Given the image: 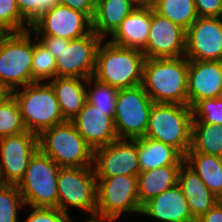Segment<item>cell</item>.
<instances>
[{
    "mask_svg": "<svg viewBox=\"0 0 222 222\" xmlns=\"http://www.w3.org/2000/svg\"><path fill=\"white\" fill-rule=\"evenodd\" d=\"M20 14L31 25L43 13L60 4V0H16Z\"/></svg>",
    "mask_w": 222,
    "mask_h": 222,
    "instance_id": "cell-35",
    "label": "cell"
},
{
    "mask_svg": "<svg viewBox=\"0 0 222 222\" xmlns=\"http://www.w3.org/2000/svg\"><path fill=\"white\" fill-rule=\"evenodd\" d=\"M53 87L65 121H72L87 99L86 79L55 77L48 81Z\"/></svg>",
    "mask_w": 222,
    "mask_h": 222,
    "instance_id": "cell-22",
    "label": "cell"
},
{
    "mask_svg": "<svg viewBox=\"0 0 222 222\" xmlns=\"http://www.w3.org/2000/svg\"><path fill=\"white\" fill-rule=\"evenodd\" d=\"M39 150L38 136L30 131L0 138V170L8 184L24 177L31 157Z\"/></svg>",
    "mask_w": 222,
    "mask_h": 222,
    "instance_id": "cell-15",
    "label": "cell"
},
{
    "mask_svg": "<svg viewBox=\"0 0 222 222\" xmlns=\"http://www.w3.org/2000/svg\"><path fill=\"white\" fill-rule=\"evenodd\" d=\"M103 40L93 30L81 38H62V50L56 59V76L81 79L92 77L96 68L98 48Z\"/></svg>",
    "mask_w": 222,
    "mask_h": 222,
    "instance_id": "cell-11",
    "label": "cell"
},
{
    "mask_svg": "<svg viewBox=\"0 0 222 222\" xmlns=\"http://www.w3.org/2000/svg\"><path fill=\"white\" fill-rule=\"evenodd\" d=\"M222 93V61L189 60L187 74L188 105L220 97Z\"/></svg>",
    "mask_w": 222,
    "mask_h": 222,
    "instance_id": "cell-17",
    "label": "cell"
},
{
    "mask_svg": "<svg viewBox=\"0 0 222 222\" xmlns=\"http://www.w3.org/2000/svg\"><path fill=\"white\" fill-rule=\"evenodd\" d=\"M96 177L138 176L137 139H117L94 150Z\"/></svg>",
    "mask_w": 222,
    "mask_h": 222,
    "instance_id": "cell-13",
    "label": "cell"
},
{
    "mask_svg": "<svg viewBox=\"0 0 222 222\" xmlns=\"http://www.w3.org/2000/svg\"><path fill=\"white\" fill-rule=\"evenodd\" d=\"M95 222H116L124 213H141L137 176L96 177Z\"/></svg>",
    "mask_w": 222,
    "mask_h": 222,
    "instance_id": "cell-7",
    "label": "cell"
},
{
    "mask_svg": "<svg viewBox=\"0 0 222 222\" xmlns=\"http://www.w3.org/2000/svg\"><path fill=\"white\" fill-rule=\"evenodd\" d=\"M38 148L60 167H93L94 150L71 121L57 124L38 136Z\"/></svg>",
    "mask_w": 222,
    "mask_h": 222,
    "instance_id": "cell-5",
    "label": "cell"
},
{
    "mask_svg": "<svg viewBox=\"0 0 222 222\" xmlns=\"http://www.w3.org/2000/svg\"><path fill=\"white\" fill-rule=\"evenodd\" d=\"M153 103L142 84L119 89L113 119L118 139L145 136Z\"/></svg>",
    "mask_w": 222,
    "mask_h": 222,
    "instance_id": "cell-10",
    "label": "cell"
},
{
    "mask_svg": "<svg viewBox=\"0 0 222 222\" xmlns=\"http://www.w3.org/2000/svg\"><path fill=\"white\" fill-rule=\"evenodd\" d=\"M186 30L151 8L150 32L145 58H177L185 56Z\"/></svg>",
    "mask_w": 222,
    "mask_h": 222,
    "instance_id": "cell-16",
    "label": "cell"
},
{
    "mask_svg": "<svg viewBox=\"0 0 222 222\" xmlns=\"http://www.w3.org/2000/svg\"><path fill=\"white\" fill-rule=\"evenodd\" d=\"M196 222H222V200H219L210 210Z\"/></svg>",
    "mask_w": 222,
    "mask_h": 222,
    "instance_id": "cell-40",
    "label": "cell"
},
{
    "mask_svg": "<svg viewBox=\"0 0 222 222\" xmlns=\"http://www.w3.org/2000/svg\"><path fill=\"white\" fill-rule=\"evenodd\" d=\"M153 9L185 30L198 18L194 0H157Z\"/></svg>",
    "mask_w": 222,
    "mask_h": 222,
    "instance_id": "cell-28",
    "label": "cell"
},
{
    "mask_svg": "<svg viewBox=\"0 0 222 222\" xmlns=\"http://www.w3.org/2000/svg\"><path fill=\"white\" fill-rule=\"evenodd\" d=\"M104 39L97 52L93 77L117 89L142 84L145 55L142 51L122 47Z\"/></svg>",
    "mask_w": 222,
    "mask_h": 222,
    "instance_id": "cell-2",
    "label": "cell"
},
{
    "mask_svg": "<svg viewBox=\"0 0 222 222\" xmlns=\"http://www.w3.org/2000/svg\"><path fill=\"white\" fill-rule=\"evenodd\" d=\"M198 17H222V0H194Z\"/></svg>",
    "mask_w": 222,
    "mask_h": 222,
    "instance_id": "cell-37",
    "label": "cell"
},
{
    "mask_svg": "<svg viewBox=\"0 0 222 222\" xmlns=\"http://www.w3.org/2000/svg\"><path fill=\"white\" fill-rule=\"evenodd\" d=\"M86 90L87 102L101 111H108V116L114 119L116 98L119 89L100 82L92 76L86 79Z\"/></svg>",
    "mask_w": 222,
    "mask_h": 222,
    "instance_id": "cell-29",
    "label": "cell"
},
{
    "mask_svg": "<svg viewBox=\"0 0 222 222\" xmlns=\"http://www.w3.org/2000/svg\"><path fill=\"white\" fill-rule=\"evenodd\" d=\"M30 27L20 14L16 0H0V33L22 32Z\"/></svg>",
    "mask_w": 222,
    "mask_h": 222,
    "instance_id": "cell-33",
    "label": "cell"
},
{
    "mask_svg": "<svg viewBox=\"0 0 222 222\" xmlns=\"http://www.w3.org/2000/svg\"><path fill=\"white\" fill-rule=\"evenodd\" d=\"M71 122L93 150L118 139L108 111H101L87 101Z\"/></svg>",
    "mask_w": 222,
    "mask_h": 222,
    "instance_id": "cell-18",
    "label": "cell"
},
{
    "mask_svg": "<svg viewBox=\"0 0 222 222\" xmlns=\"http://www.w3.org/2000/svg\"><path fill=\"white\" fill-rule=\"evenodd\" d=\"M134 8L131 0H96L92 30L103 39L111 36Z\"/></svg>",
    "mask_w": 222,
    "mask_h": 222,
    "instance_id": "cell-25",
    "label": "cell"
},
{
    "mask_svg": "<svg viewBox=\"0 0 222 222\" xmlns=\"http://www.w3.org/2000/svg\"><path fill=\"white\" fill-rule=\"evenodd\" d=\"M184 163L191 168L208 187L222 200V157L200 152H187Z\"/></svg>",
    "mask_w": 222,
    "mask_h": 222,
    "instance_id": "cell-26",
    "label": "cell"
},
{
    "mask_svg": "<svg viewBox=\"0 0 222 222\" xmlns=\"http://www.w3.org/2000/svg\"><path fill=\"white\" fill-rule=\"evenodd\" d=\"M32 83L48 82L56 76V59L49 50L34 36L32 59Z\"/></svg>",
    "mask_w": 222,
    "mask_h": 222,
    "instance_id": "cell-30",
    "label": "cell"
},
{
    "mask_svg": "<svg viewBox=\"0 0 222 222\" xmlns=\"http://www.w3.org/2000/svg\"><path fill=\"white\" fill-rule=\"evenodd\" d=\"M36 38L49 50L57 59L62 50V38L54 36H36Z\"/></svg>",
    "mask_w": 222,
    "mask_h": 222,
    "instance_id": "cell-39",
    "label": "cell"
},
{
    "mask_svg": "<svg viewBox=\"0 0 222 222\" xmlns=\"http://www.w3.org/2000/svg\"><path fill=\"white\" fill-rule=\"evenodd\" d=\"M60 4L84 13L91 21L94 17L96 0H60Z\"/></svg>",
    "mask_w": 222,
    "mask_h": 222,
    "instance_id": "cell-38",
    "label": "cell"
},
{
    "mask_svg": "<svg viewBox=\"0 0 222 222\" xmlns=\"http://www.w3.org/2000/svg\"><path fill=\"white\" fill-rule=\"evenodd\" d=\"M35 36H54L67 40L81 38L92 31V21L82 12L58 4L38 17L30 27Z\"/></svg>",
    "mask_w": 222,
    "mask_h": 222,
    "instance_id": "cell-12",
    "label": "cell"
},
{
    "mask_svg": "<svg viewBox=\"0 0 222 222\" xmlns=\"http://www.w3.org/2000/svg\"><path fill=\"white\" fill-rule=\"evenodd\" d=\"M97 179L94 167H61L58 173V209L70 215L68 207L89 213L86 222H95Z\"/></svg>",
    "mask_w": 222,
    "mask_h": 222,
    "instance_id": "cell-9",
    "label": "cell"
},
{
    "mask_svg": "<svg viewBox=\"0 0 222 222\" xmlns=\"http://www.w3.org/2000/svg\"><path fill=\"white\" fill-rule=\"evenodd\" d=\"M185 57L222 61V17H198L186 30Z\"/></svg>",
    "mask_w": 222,
    "mask_h": 222,
    "instance_id": "cell-14",
    "label": "cell"
},
{
    "mask_svg": "<svg viewBox=\"0 0 222 222\" xmlns=\"http://www.w3.org/2000/svg\"><path fill=\"white\" fill-rule=\"evenodd\" d=\"M188 152L222 157V125L192 123V143Z\"/></svg>",
    "mask_w": 222,
    "mask_h": 222,
    "instance_id": "cell-27",
    "label": "cell"
},
{
    "mask_svg": "<svg viewBox=\"0 0 222 222\" xmlns=\"http://www.w3.org/2000/svg\"><path fill=\"white\" fill-rule=\"evenodd\" d=\"M192 123L189 105L153 103L144 137L170 145L184 157L191 148Z\"/></svg>",
    "mask_w": 222,
    "mask_h": 222,
    "instance_id": "cell-3",
    "label": "cell"
},
{
    "mask_svg": "<svg viewBox=\"0 0 222 222\" xmlns=\"http://www.w3.org/2000/svg\"><path fill=\"white\" fill-rule=\"evenodd\" d=\"M26 131L18 103L10 93L0 103V138Z\"/></svg>",
    "mask_w": 222,
    "mask_h": 222,
    "instance_id": "cell-31",
    "label": "cell"
},
{
    "mask_svg": "<svg viewBox=\"0 0 222 222\" xmlns=\"http://www.w3.org/2000/svg\"><path fill=\"white\" fill-rule=\"evenodd\" d=\"M32 31L0 33V86L9 93L32 83Z\"/></svg>",
    "mask_w": 222,
    "mask_h": 222,
    "instance_id": "cell-6",
    "label": "cell"
},
{
    "mask_svg": "<svg viewBox=\"0 0 222 222\" xmlns=\"http://www.w3.org/2000/svg\"><path fill=\"white\" fill-rule=\"evenodd\" d=\"M140 214L161 222H196L178 184L145 203Z\"/></svg>",
    "mask_w": 222,
    "mask_h": 222,
    "instance_id": "cell-19",
    "label": "cell"
},
{
    "mask_svg": "<svg viewBox=\"0 0 222 222\" xmlns=\"http://www.w3.org/2000/svg\"><path fill=\"white\" fill-rule=\"evenodd\" d=\"M189 60L177 58H146L142 85L154 103L188 105L187 74Z\"/></svg>",
    "mask_w": 222,
    "mask_h": 222,
    "instance_id": "cell-1",
    "label": "cell"
},
{
    "mask_svg": "<svg viewBox=\"0 0 222 222\" xmlns=\"http://www.w3.org/2000/svg\"><path fill=\"white\" fill-rule=\"evenodd\" d=\"M135 7L154 8L157 0H131Z\"/></svg>",
    "mask_w": 222,
    "mask_h": 222,
    "instance_id": "cell-41",
    "label": "cell"
},
{
    "mask_svg": "<svg viewBox=\"0 0 222 222\" xmlns=\"http://www.w3.org/2000/svg\"><path fill=\"white\" fill-rule=\"evenodd\" d=\"M151 8L135 7L111 35V43L143 51L150 32Z\"/></svg>",
    "mask_w": 222,
    "mask_h": 222,
    "instance_id": "cell-20",
    "label": "cell"
},
{
    "mask_svg": "<svg viewBox=\"0 0 222 222\" xmlns=\"http://www.w3.org/2000/svg\"><path fill=\"white\" fill-rule=\"evenodd\" d=\"M9 94L10 93L4 87L0 86V103Z\"/></svg>",
    "mask_w": 222,
    "mask_h": 222,
    "instance_id": "cell-42",
    "label": "cell"
},
{
    "mask_svg": "<svg viewBox=\"0 0 222 222\" xmlns=\"http://www.w3.org/2000/svg\"><path fill=\"white\" fill-rule=\"evenodd\" d=\"M24 222H72L70 216L58 208L32 207Z\"/></svg>",
    "mask_w": 222,
    "mask_h": 222,
    "instance_id": "cell-36",
    "label": "cell"
},
{
    "mask_svg": "<svg viewBox=\"0 0 222 222\" xmlns=\"http://www.w3.org/2000/svg\"><path fill=\"white\" fill-rule=\"evenodd\" d=\"M8 183L4 180L2 171L0 170V190H2Z\"/></svg>",
    "mask_w": 222,
    "mask_h": 222,
    "instance_id": "cell-43",
    "label": "cell"
},
{
    "mask_svg": "<svg viewBox=\"0 0 222 222\" xmlns=\"http://www.w3.org/2000/svg\"><path fill=\"white\" fill-rule=\"evenodd\" d=\"M182 165H165L160 168L140 172L137 176L139 204L142 207L167 189L178 183Z\"/></svg>",
    "mask_w": 222,
    "mask_h": 222,
    "instance_id": "cell-23",
    "label": "cell"
},
{
    "mask_svg": "<svg viewBox=\"0 0 222 222\" xmlns=\"http://www.w3.org/2000/svg\"><path fill=\"white\" fill-rule=\"evenodd\" d=\"M137 153L140 172L184 163V157L175 148L148 137L137 138Z\"/></svg>",
    "mask_w": 222,
    "mask_h": 222,
    "instance_id": "cell-24",
    "label": "cell"
},
{
    "mask_svg": "<svg viewBox=\"0 0 222 222\" xmlns=\"http://www.w3.org/2000/svg\"><path fill=\"white\" fill-rule=\"evenodd\" d=\"M177 184L181 188L195 220H198L219 201L200 177L185 163L180 167Z\"/></svg>",
    "mask_w": 222,
    "mask_h": 222,
    "instance_id": "cell-21",
    "label": "cell"
},
{
    "mask_svg": "<svg viewBox=\"0 0 222 222\" xmlns=\"http://www.w3.org/2000/svg\"><path fill=\"white\" fill-rule=\"evenodd\" d=\"M24 201L16 184H8L0 190V222H20L18 209Z\"/></svg>",
    "mask_w": 222,
    "mask_h": 222,
    "instance_id": "cell-32",
    "label": "cell"
},
{
    "mask_svg": "<svg viewBox=\"0 0 222 222\" xmlns=\"http://www.w3.org/2000/svg\"><path fill=\"white\" fill-rule=\"evenodd\" d=\"M11 94L18 103L27 131L39 136L43 131L65 122L55 91L49 82H33Z\"/></svg>",
    "mask_w": 222,
    "mask_h": 222,
    "instance_id": "cell-4",
    "label": "cell"
},
{
    "mask_svg": "<svg viewBox=\"0 0 222 222\" xmlns=\"http://www.w3.org/2000/svg\"><path fill=\"white\" fill-rule=\"evenodd\" d=\"M60 166L38 150L17 184L25 207L58 208L57 180Z\"/></svg>",
    "mask_w": 222,
    "mask_h": 222,
    "instance_id": "cell-8",
    "label": "cell"
},
{
    "mask_svg": "<svg viewBox=\"0 0 222 222\" xmlns=\"http://www.w3.org/2000/svg\"><path fill=\"white\" fill-rule=\"evenodd\" d=\"M193 123L222 125V98H208L198 101L192 107Z\"/></svg>",
    "mask_w": 222,
    "mask_h": 222,
    "instance_id": "cell-34",
    "label": "cell"
}]
</instances>
